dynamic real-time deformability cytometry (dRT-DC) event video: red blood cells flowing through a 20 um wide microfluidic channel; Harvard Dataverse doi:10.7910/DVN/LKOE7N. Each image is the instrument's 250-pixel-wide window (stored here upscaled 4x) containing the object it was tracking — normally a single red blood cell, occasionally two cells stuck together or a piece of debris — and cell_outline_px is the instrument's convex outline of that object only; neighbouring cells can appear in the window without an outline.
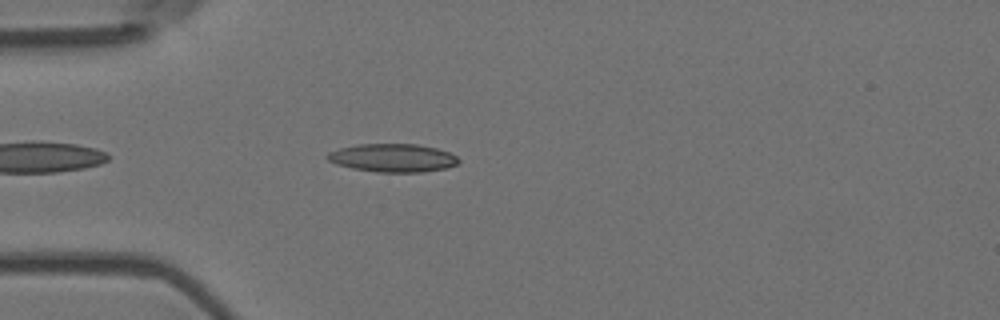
{"species": "Egyptian fruit bat (a non-hibernating species)", "species_latin": "Rousettus aegyptiacus", "temperature_condition": "room temperature", "stored_images_in_passage": 5, "camera_frame_rate_fps": 3000, "um_per_image_px": 0.085, "animal": {"sex": "female"}, "frame": {"image": 1, "passage_image": 5, "time_ms": 1.333, "image_size_px": [1000, 320], "cell_outline_px": [[460, 160], [456, 164], [448, 168], [420, 172], [376, 172], [352, 168], [336, 164], [328, 160], [324, 156], [328, 152], [340, 148], [360, 144], [416, 144], [436, 148], [448, 152], [456, 156]], "centroid_in_image_um": [33.37, 13.42], "position_along_channel_um": 51.6, "area_um2": 21.56}}